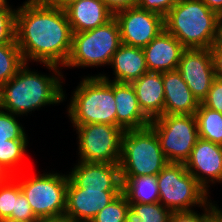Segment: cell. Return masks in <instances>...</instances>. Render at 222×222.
I'll return each instance as SVG.
<instances>
[{
  "instance_id": "6da1fadb",
  "label": "cell",
  "mask_w": 222,
  "mask_h": 222,
  "mask_svg": "<svg viewBox=\"0 0 222 222\" xmlns=\"http://www.w3.org/2000/svg\"><path fill=\"white\" fill-rule=\"evenodd\" d=\"M65 9L43 0H27L16 10L15 41L25 63L30 60L64 66L72 47Z\"/></svg>"
},
{
  "instance_id": "7a4b0ae2",
  "label": "cell",
  "mask_w": 222,
  "mask_h": 222,
  "mask_svg": "<svg viewBox=\"0 0 222 222\" xmlns=\"http://www.w3.org/2000/svg\"><path fill=\"white\" fill-rule=\"evenodd\" d=\"M27 64L25 63L11 80L0 87V109L14 115H27L42 106L65 100L60 81L63 75L58 69L59 66L44 64L55 74L47 76L30 71Z\"/></svg>"
},
{
  "instance_id": "3957f363",
  "label": "cell",
  "mask_w": 222,
  "mask_h": 222,
  "mask_svg": "<svg viewBox=\"0 0 222 222\" xmlns=\"http://www.w3.org/2000/svg\"><path fill=\"white\" fill-rule=\"evenodd\" d=\"M219 18L202 0H177L164 17V26L186 49H209Z\"/></svg>"
},
{
  "instance_id": "277c9868",
  "label": "cell",
  "mask_w": 222,
  "mask_h": 222,
  "mask_svg": "<svg viewBox=\"0 0 222 222\" xmlns=\"http://www.w3.org/2000/svg\"><path fill=\"white\" fill-rule=\"evenodd\" d=\"M113 82L99 74L84 78L73 92L68 116L73 125L110 124L116 126Z\"/></svg>"
},
{
  "instance_id": "5b68a950",
  "label": "cell",
  "mask_w": 222,
  "mask_h": 222,
  "mask_svg": "<svg viewBox=\"0 0 222 222\" xmlns=\"http://www.w3.org/2000/svg\"><path fill=\"white\" fill-rule=\"evenodd\" d=\"M168 163L159 138L150 126L124 130L119 162L121 178L157 176Z\"/></svg>"
},
{
  "instance_id": "8992f818",
  "label": "cell",
  "mask_w": 222,
  "mask_h": 222,
  "mask_svg": "<svg viewBox=\"0 0 222 222\" xmlns=\"http://www.w3.org/2000/svg\"><path fill=\"white\" fill-rule=\"evenodd\" d=\"M121 42L118 21L113 17L95 29L72 34V47L65 67L110 65Z\"/></svg>"
},
{
  "instance_id": "52a82bcc",
  "label": "cell",
  "mask_w": 222,
  "mask_h": 222,
  "mask_svg": "<svg viewBox=\"0 0 222 222\" xmlns=\"http://www.w3.org/2000/svg\"><path fill=\"white\" fill-rule=\"evenodd\" d=\"M159 202L171 212L190 211L192 206L204 207L207 191L187 171L184 163H168L157 175Z\"/></svg>"
},
{
  "instance_id": "ba28073f",
  "label": "cell",
  "mask_w": 222,
  "mask_h": 222,
  "mask_svg": "<svg viewBox=\"0 0 222 222\" xmlns=\"http://www.w3.org/2000/svg\"><path fill=\"white\" fill-rule=\"evenodd\" d=\"M68 181V174L47 172L18 182L33 213L40 220L64 217Z\"/></svg>"
},
{
  "instance_id": "9c48e42d",
  "label": "cell",
  "mask_w": 222,
  "mask_h": 222,
  "mask_svg": "<svg viewBox=\"0 0 222 222\" xmlns=\"http://www.w3.org/2000/svg\"><path fill=\"white\" fill-rule=\"evenodd\" d=\"M149 126L157 134L169 163L185 164L199 138L195 115H161Z\"/></svg>"
},
{
  "instance_id": "30bf717a",
  "label": "cell",
  "mask_w": 222,
  "mask_h": 222,
  "mask_svg": "<svg viewBox=\"0 0 222 222\" xmlns=\"http://www.w3.org/2000/svg\"><path fill=\"white\" fill-rule=\"evenodd\" d=\"M78 133L79 161L119 163L124 130L110 124L73 125Z\"/></svg>"
},
{
  "instance_id": "8fae6325",
  "label": "cell",
  "mask_w": 222,
  "mask_h": 222,
  "mask_svg": "<svg viewBox=\"0 0 222 222\" xmlns=\"http://www.w3.org/2000/svg\"><path fill=\"white\" fill-rule=\"evenodd\" d=\"M122 44L144 48L164 29V17L138 6L117 12Z\"/></svg>"
},
{
  "instance_id": "7c38bea8",
  "label": "cell",
  "mask_w": 222,
  "mask_h": 222,
  "mask_svg": "<svg viewBox=\"0 0 222 222\" xmlns=\"http://www.w3.org/2000/svg\"><path fill=\"white\" fill-rule=\"evenodd\" d=\"M122 193V189H82L70 179L64 217L72 222H90L99 211Z\"/></svg>"
},
{
  "instance_id": "4fadbf2b",
  "label": "cell",
  "mask_w": 222,
  "mask_h": 222,
  "mask_svg": "<svg viewBox=\"0 0 222 222\" xmlns=\"http://www.w3.org/2000/svg\"><path fill=\"white\" fill-rule=\"evenodd\" d=\"M177 71L201 103L216 79L210 49H185Z\"/></svg>"
},
{
  "instance_id": "5bb4252c",
  "label": "cell",
  "mask_w": 222,
  "mask_h": 222,
  "mask_svg": "<svg viewBox=\"0 0 222 222\" xmlns=\"http://www.w3.org/2000/svg\"><path fill=\"white\" fill-rule=\"evenodd\" d=\"M185 167L208 193V183H222V146L198 138Z\"/></svg>"
},
{
  "instance_id": "9a60e30c",
  "label": "cell",
  "mask_w": 222,
  "mask_h": 222,
  "mask_svg": "<svg viewBox=\"0 0 222 222\" xmlns=\"http://www.w3.org/2000/svg\"><path fill=\"white\" fill-rule=\"evenodd\" d=\"M68 176L82 189H122L119 163L78 161Z\"/></svg>"
},
{
  "instance_id": "2e32d148",
  "label": "cell",
  "mask_w": 222,
  "mask_h": 222,
  "mask_svg": "<svg viewBox=\"0 0 222 222\" xmlns=\"http://www.w3.org/2000/svg\"><path fill=\"white\" fill-rule=\"evenodd\" d=\"M142 49L148 71L162 73L177 70L182 53L186 48L164 29Z\"/></svg>"
},
{
  "instance_id": "e0dca14e",
  "label": "cell",
  "mask_w": 222,
  "mask_h": 222,
  "mask_svg": "<svg viewBox=\"0 0 222 222\" xmlns=\"http://www.w3.org/2000/svg\"><path fill=\"white\" fill-rule=\"evenodd\" d=\"M164 115H195L200 102L177 71L162 72Z\"/></svg>"
},
{
  "instance_id": "ac0fdd59",
  "label": "cell",
  "mask_w": 222,
  "mask_h": 222,
  "mask_svg": "<svg viewBox=\"0 0 222 222\" xmlns=\"http://www.w3.org/2000/svg\"><path fill=\"white\" fill-rule=\"evenodd\" d=\"M116 101V126L123 130L143 129L151 120L143 113L138 104L134 87L129 83L113 82Z\"/></svg>"
},
{
  "instance_id": "d6986e66",
  "label": "cell",
  "mask_w": 222,
  "mask_h": 222,
  "mask_svg": "<svg viewBox=\"0 0 222 222\" xmlns=\"http://www.w3.org/2000/svg\"><path fill=\"white\" fill-rule=\"evenodd\" d=\"M64 9L72 33L95 29L114 17L102 0H76Z\"/></svg>"
},
{
  "instance_id": "ffe728a7",
  "label": "cell",
  "mask_w": 222,
  "mask_h": 222,
  "mask_svg": "<svg viewBox=\"0 0 222 222\" xmlns=\"http://www.w3.org/2000/svg\"><path fill=\"white\" fill-rule=\"evenodd\" d=\"M138 104L143 113L150 119L164 115V86L161 72L147 71L133 81Z\"/></svg>"
},
{
  "instance_id": "44dd1931",
  "label": "cell",
  "mask_w": 222,
  "mask_h": 222,
  "mask_svg": "<svg viewBox=\"0 0 222 222\" xmlns=\"http://www.w3.org/2000/svg\"><path fill=\"white\" fill-rule=\"evenodd\" d=\"M110 65L114 69V80L117 83H129L140 78L148 71L143 49L121 44L113 54Z\"/></svg>"
},
{
  "instance_id": "7402d4cb",
  "label": "cell",
  "mask_w": 222,
  "mask_h": 222,
  "mask_svg": "<svg viewBox=\"0 0 222 222\" xmlns=\"http://www.w3.org/2000/svg\"><path fill=\"white\" fill-rule=\"evenodd\" d=\"M122 193L128 203H157L159 202V188L157 176H137L121 178Z\"/></svg>"
},
{
  "instance_id": "603a6c76",
  "label": "cell",
  "mask_w": 222,
  "mask_h": 222,
  "mask_svg": "<svg viewBox=\"0 0 222 222\" xmlns=\"http://www.w3.org/2000/svg\"><path fill=\"white\" fill-rule=\"evenodd\" d=\"M195 117L199 138L222 146V114L200 103Z\"/></svg>"
},
{
  "instance_id": "cb8c5ba5",
  "label": "cell",
  "mask_w": 222,
  "mask_h": 222,
  "mask_svg": "<svg viewBox=\"0 0 222 222\" xmlns=\"http://www.w3.org/2000/svg\"><path fill=\"white\" fill-rule=\"evenodd\" d=\"M129 204L125 222H169L171 211L160 202Z\"/></svg>"
},
{
  "instance_id": "d4e9b609",
  "label": "cell",
  "mask_w": 222,
  "mask_h": 222,
  "mask_svg": "<svg viewBox=\"0 0 222 222\" xmlns=\"http://www.w3.org/2000/svg\"><path fill=\"white\" fill-rule=\"evenodd\" d=\"M25 64L17 44L0 45V87L11 80Z\"/></svg>"
},
{
  "instance_id": "484cf974",
  "label": "cell",
  "mask_w": 222,
  "mask_h": 222,
  "mask_svg": "<svg viewBox=\"0 0 222 222\" xmlns=\"http://www.w3.org/2000/svg\"><path fill=\"white\" fill-rule=\"evenodd\" d=\"M10 112L0 109V146L11 144V140H27L22 125Z\"/></svg>"
},
{
  "instance_id": "4316f807",
  "label": "cell",
  "mask_w": 222,
  "mask_h": 222,
  "mask_svg": "<svg viewBox=\"0 0 222 222\" xmlns=\"http://www.w3.org/2000/svg\"><path fill=\"white\" fill-rule=\"evenodd\" d=\"M27 143L28 140H11V144L0 146V164L13 176H15L13 173L15 167L24 158Z\"/></svg>"
},
{
  "instance_id": "83f0119b",
  "label": "cell",
  "mask_w": 222,
  "mask_h": 222,
  "mask_svg": "<svg viewBox=\"0 0 222 222\" xmlns=\"http://www.w3.org/2000/svg\"><path fill=\"white\" fill-rule=\"evenodd\" d=\"M130 204L123 193L104 207L90 222H125Z\"/></svg>"
},
{
  "instance_id": "f1b7e54d",
  "label": "cell",
  "mask_w": 222,
  "mask_h": 222,
  "mask_svg": "<svg viewBox=\"0 0 222 222\" xmlns=\"http://www.w3.org/2000/svg\"><path fill=\"white\" fill-rule=\"evenodd\" d=\"M12 176L6 182L0 183V219L11 217L12 212H15L17 198V182Z\"/></svg>"
},
{
  "instance_id": "f546056e",
  "label": "cell",
  "mask_w": 222,
  "mask_h": 222,
  "mask_svg": "<svg viewBox=\"0 0 222 222\" xmlns=\"http://www.w3.org/2000/svg\"><path fill=\"white\" fill-rule=\"evenodd\" d=\"M16 9H0V45L16 44Z\"/></svg>"
},
{
  "instance_id": "4dcf8cb0",
  "label": "cell",
  "mask_w": 222,
  "mask_h": 222,
  "mask_svg": "<svg viewBox=\"0 0 222 222\" xmlns=\"http://www.w3.org/2000/svg\"><path fill=\"white\" fill-rule=\"evenodd\" d=\"M217 204L208 202L204 205V214L190 211H173L171 212L169 222H206L216 211Z\"/></svg>"
},
{
  "instance_id": "1f68e13d",
  "label": "cell",
  "mask_w": 222,
  "mask_h": 222,
  "mask_svg": "<svg viewBox=\"0 0 222 222\" xmlns=\"http://www.w3.org/2000/svg\"><path fill=\"white\" fill-rule=\"evenodd\" d=\"M11 218L22 222H38L39 219L33 213L31 206L25 195L21 192L19 183L17 182V198L15 212H12Z\"/></svg>"
},
{
  "instance_id": "d6a6232c",
  "label": "cell",
  "mask_w": 222,
  "mask_h": 222,
  "mask_svg": "<svg viewBox=\"0 0 222 222\" xmlns=\"http://www.w3.org/2000/svg\"><path fill=\"white\" fill-rule=\"evenodd\" d=\"M201 104L222 114V79L216 78Z\"/></svg>"
},
{
  "instance_id": "836d02e7",
  "label": "cell",
  "mask_w": 222,
  "mask_h": 222,
  "mask_svg": "<svg viewBox=\"0 0 222 222\" xmlns=\"http://www.w3.org/2000/svg\"><path fill=\"white\" fill-rule=\"evenodd\" d=\"M177 0H137V6L165 17Z\"/></svg>"
},
{
  "instance_id": "e575fe53",
  "label": "cell",
  "mask_w": 222,
  "mask_h": 222,
  "mask_svg": "<svg viewBox=\"0 0 222 222\" xmlns=\"http://www.w3.org/2000/svg\"><path fill=\"white\" fill-rule=\"evenodd\" d=\"M106 7L115 15L117 12L137 6V0H102Z\"/></svg>"
},
{
  "instance_id": "d590c367",
  "label": "cell",
  "mask_w": 222,
  "mask_h": 222,
  "mask_svg": "<svg viewBox=\"0 0 222 222\" xmlns=\"http://www.w3.org/2000/svg\"><path fill=\"white\" fill-rule=\"evenodd\" d=\"M216 78L222 79V47H210Z\"/></svg>"
},
{
  "instance_id": "8d00e7d4",
  "label": "cell",
  "mask_w": 222,
  "mask_h": 222,
  "mask_svg": "<svg viewBox=\"0 0 222 222\" xmlns=\"http://www.w3.org/2000/svg\"><path fill=\"white\" fill-rule=\"evenodd\" d=\"M212 11L222 16V0H202Z\"/></svg>"
},
{
  "instance_id": "74e56055",
  "label": "cell",
  "mask_w": 222,
  "mask_h": 222,
  "mask_svg": "<svg viewBox=\"0 0 222 222\" xmlns=\"http://www.w3.org/2000/svg\"><path fill=\"white\" fill-rule=\"evenodd\" d=\"M211 47H222V16H220L217 22L216 38Z\"/></svg>"
},
{
  "instance_id": "f35d334b",
  "label": "cell",
  "mask_w": 222,
  "mask_h": 222,
  "mask_svg": "<svg viewBox=\"0 0 222 222\" xmlns=\"http://www.w3.org/2000/svg\"><path fill=\"white\" fill-rule=\"evenodd\" d=\"M43 1L48 5L64 9L67 5L76 0H43Z\"/></svg>"
},
{
  "instance_id": "ab89813d",
  "label": "cell",
  "mask_w": 222,
  "mask_h": 222,
  "mask_svg": "<svg viewBox=\"0 0 222 222\" xmlns=\"http://www.w3.org/2000/svg\"><path fill=\"white\" fill-rule=\"evenodd\" d=\"M13 175H11L3 165L0 164V183L6 182Z\"/></svg>"
},
{
  "instance_id": "60d3db41",
  "label": "cell",
  "mask_w": 222,
  "mask_h": 222,
  "mask_svg": "<svg viewBox=\"0 0 222 222\" xmlns=\"http://www.w3.org/2000/svg\"><path fill=\"white\" fill-rule=\"evenodd\" d=\"M38 222H72L69 218L40 219Z\"/></svg>"
},
{
  "instance_id": "b9f144b4",
  "label": "cell",
  "mask_w": 222,
  "mask_h": 222,
  "mask_svg": "<svg viewBox=\"0 0 222 222\" xmlns=\"http://www.w3.org/2000/svg\"><path fill=\"white\" fill-rule=\"evenodd\" d=\"M206 222H222V216L216 211Z\"/></svg>"
},
{
  "instance_id": "7bdbcfd3",
  "label": "cell",
  "mask_w": 222,
  "mask_h": 222,
  "mask_svg": "<svg viewBox=\"0 0 222 222\" xmlns=\"http://www.w3.org/2000/svg\"><path fill=\"white\" fill-rule=\"evenodd\" d=\"M10 7L7 0H0V9H12Z\"/></svg>"
},
{
  "instance_id": "ee69618b",
  "label": "cell",
  "mask_w": 222,
  "mask_h": 222,
  "mask_svg": "<svg viewBox=\"0 0 222 222\" xmlns=\"http://www.w3.org/2000/svg\"><path fill=\"white\" fill-rule=\"evenodd\" d=\"M0 222H22V221H19L17 219H13L11 217H5V218H1Z\"/></svg>"
},
{
  "instance_id": "f6af8a7d",
  "label": "cell",
  "mask_w": 222,
  "mask_h": 222,
  "mask_svg": "<svg viewBox=\"0 0 222 222\" xmlns=\"http://www.w3.org/2000/svg\"><path fill=\"white\" fill-rule=\"evenodd\" d=\"M217 208V211L220 213V215L222 216V210L219 209V206L216 207Z\"/></svg>"
}]
</instances>
